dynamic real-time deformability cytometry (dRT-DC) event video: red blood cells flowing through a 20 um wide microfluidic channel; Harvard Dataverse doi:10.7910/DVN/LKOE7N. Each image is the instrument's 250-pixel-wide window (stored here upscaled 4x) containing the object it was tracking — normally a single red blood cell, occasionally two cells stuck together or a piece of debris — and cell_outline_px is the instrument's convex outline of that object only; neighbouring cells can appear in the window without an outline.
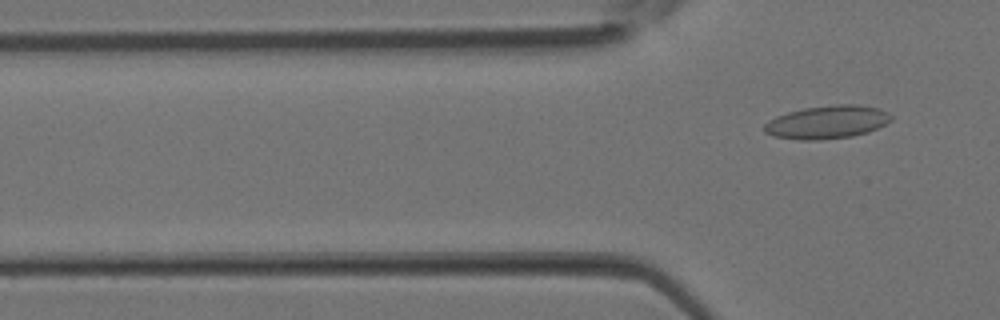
{"species": "Egyptian fruit bat (a non-hibernating species)", "species_latin": "Rousettus aegyptiacus", "temperature_condition": "room temperature", "stored_images_in_passage": 4, "camera_frame_rate_fps": 3000, "um_per_image_px": 0.085, "animal": {"sex": "female"}, "frame": {"image": 1, "passage_image": 4, "time_ms": 1.0, "image_size_px": [1000, 320], "cell_outline_px": [[892, 120], [868, 132], [852, 136], [820, 140], [800, 140], [772, 136], [764, 132], [764, 124], [768, 120], [776, 116], [788, 112], [804, 108], [840, 104], [860, 104], [876, 108], [888, 112], [892, 116]], "centroid_in_image_um": [70.28, 10.38], "position_along_channel_um": 55.5, "area_um2": 24.51}}